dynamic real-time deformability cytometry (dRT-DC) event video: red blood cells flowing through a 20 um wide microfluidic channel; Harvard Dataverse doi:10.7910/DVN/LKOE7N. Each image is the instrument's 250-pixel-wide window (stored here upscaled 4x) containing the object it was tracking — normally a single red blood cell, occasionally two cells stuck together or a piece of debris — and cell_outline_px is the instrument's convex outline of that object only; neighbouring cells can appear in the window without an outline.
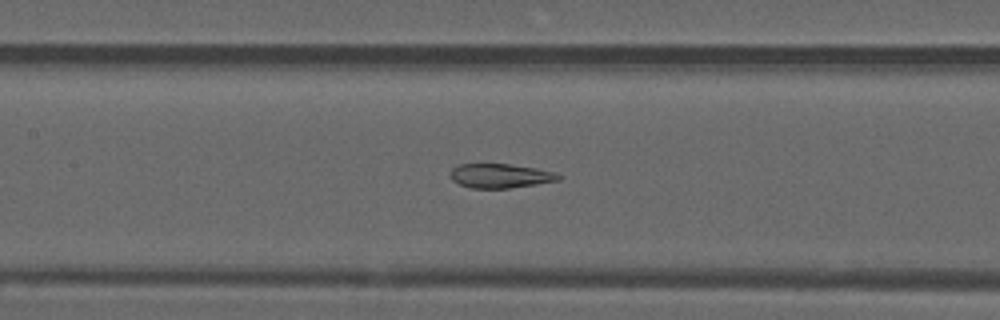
{"species": "common noctule bat (a hibernating species)", "species_latin": "Nyctalus noctula", "temperature_condition": "warm", "stored_images_in_passage": 39, "camera_frame_rate_fps": 3000, "um_per_image_px": 0.085, "animal": {"sex": "male", "forearm_length_mm": 52.5}, "frame": {"image": 1, "passage_image": 14, "time_ms": 4.333, "image_size_px": [1000, 320], "cell_outline_px": [[560, 180], [536, 184], [508, 188], [472, 188], [460, 184], [452, 180], [448, 172], [452, 168], [460, 164], [508, 164], [536, 168], [552, 172], [560, 176]], "centroid_in_image_um": [42.47, 14.94], "position_along_channel_um": 164.9, "area_um2": 15.14}}
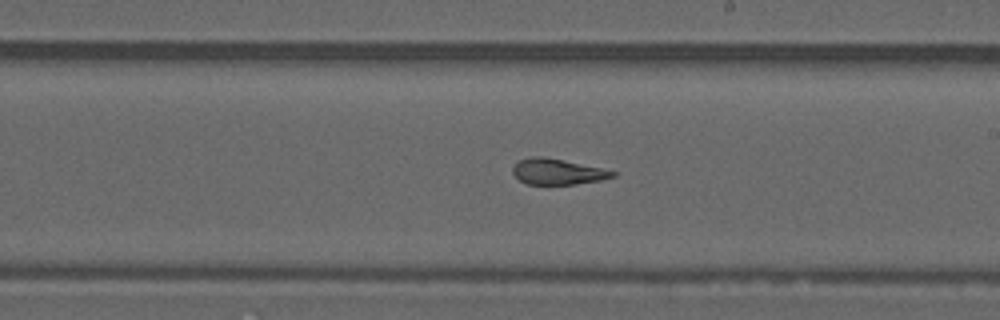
{"frame": {"image": 2, "passage_image": 20, "time_ms": 6.333, "image_size_px": [1000, 320], "cell_outline_px": [[616, 176], [600, 180], [576, 184], [528, 184], [520, 180], [512, 172], [512, 168], [520, 160], [532, 156], [544, 156], [600, 168], [616, 172]], "centroid_in_image_um": [47.37, 14.59], "position_along_channel_um": 241.6, "area_um2": 14.74}}
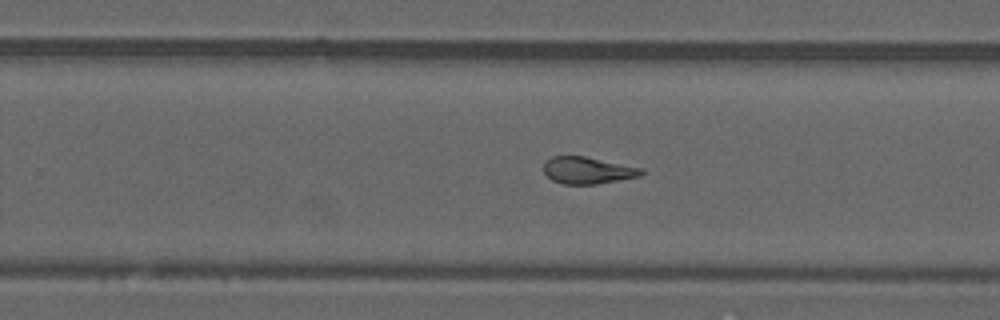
{"frame": {"image": 3, "passage_image": 23, "time_ms": 7.333, "image_size_px": [1000, 320], "cell_outline_px": [[644, 172], [640, 176], [596, 184], [564, 184], [552, 180], [544, 172], [544, 160], [552, 156], [584, 156], [644, 168]], "centroid_in_image_um": [49.95, 14.47], "position_along_channel_um": 279.9, "area_um2": 15.32}, "authors_computed_cell_mechanics": {"area_um2": 16.0684, "velocity_mm_per_s": 3.8514, "shape_relaxation_time_tau1_ms": null, "shape_relaxation_time_tau2_ms": 1.9315, "deformation_change_tau1": null, "deformation_change_tau2": 0.0898}}